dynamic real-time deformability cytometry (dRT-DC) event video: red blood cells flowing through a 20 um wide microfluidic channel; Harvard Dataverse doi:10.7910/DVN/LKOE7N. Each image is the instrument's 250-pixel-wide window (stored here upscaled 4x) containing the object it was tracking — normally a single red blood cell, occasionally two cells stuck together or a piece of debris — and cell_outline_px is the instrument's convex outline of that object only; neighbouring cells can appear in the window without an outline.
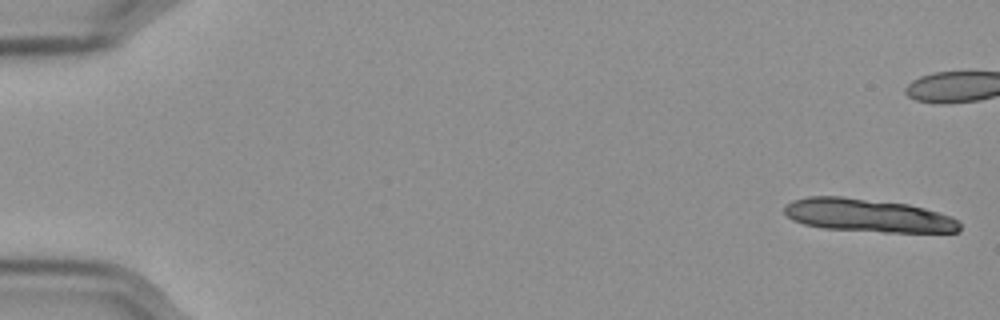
{"species": "Egyptian fruit bat (a non-hibernating species)", "species_latin": "Rousettus aegyptiacus", "temperature_condition": "cold", "stored_images_in_passage": 15, "camera_frame_rate_fps": 3000, "um_per_image_px": 0.085, "frame": {"image": 1, "passage_image": 1, "time_ms": 0.0, "image_size_px": [1000, 320], "cell_outline_px": [[960, 232], [884, 232], [824, 228], [804, 224], [792, 220], [784, 212], [784, 204], [792, 200], [808, 196], [840, 196], [908, 204], [940, 212], [952, 216], [960, 224]], "centroid_in_image_um": [73.76, 18.31], "position_along_channel_um": 11.2, "area_um2": 33.99}}